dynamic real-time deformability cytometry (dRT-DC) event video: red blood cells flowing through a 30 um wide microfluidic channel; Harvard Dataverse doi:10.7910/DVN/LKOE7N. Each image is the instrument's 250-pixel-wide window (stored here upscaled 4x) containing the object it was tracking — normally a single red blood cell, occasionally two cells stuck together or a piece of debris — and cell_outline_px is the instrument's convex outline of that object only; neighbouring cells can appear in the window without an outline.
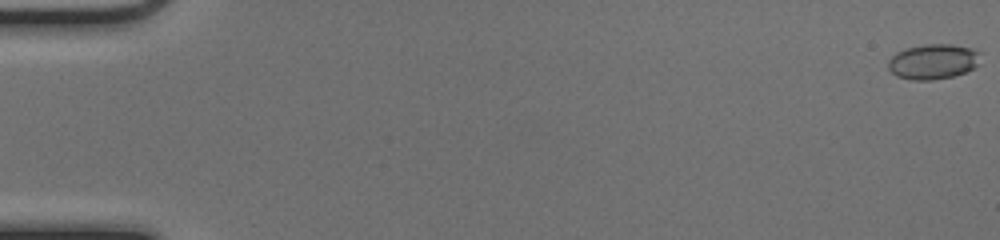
{"species": "common noctule bat (a hibernating species)", "species_latin": "Nyctalus noctula", "temperature_condition": "cold", "stored_images_in_passage": 52, "camera_frame_rate_fps": 3000, "um_per_image_px": 0.085, "animal": {"sex": "female", "body_mass_g": 17.0, "forearm_length_mm": 48.0}, "frame": {"image": 1, "passage_image": 1, "time_ms": 0.0, "image_size_px": [1000, 240], "cell_outline_px": [[980, 64], [964, 72], [952, 76], [932, 80], [912, 80], [896, 76], [888, 68], [888, 60], [896, 52], [908, 48], [928, 44], [952, 44], [972, 48], [980, 52]], "centroid_in_image_um": [79.32, 5.23], "position_along_channel_um": 5.7, "area_um2": 18.9}}
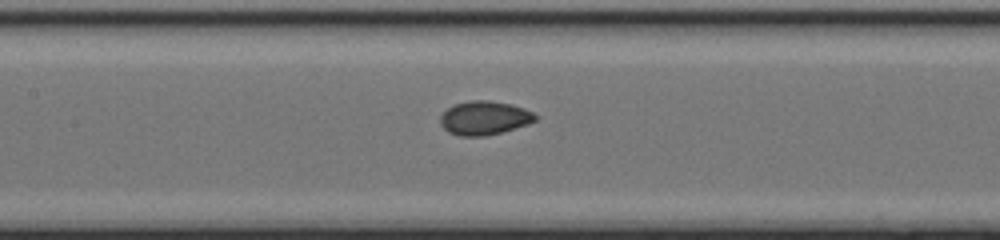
{"frame": {"image": 2, "passage_image": 26, "time_ms": 8.333, "image_size_px": [1000, 240], "cell_outline_px": [[540, 116], [536, 120], [528, 124], [516, 128], [484, 136], [460, 136], [448, 132], [440, 124], [440, 116], [452, 104], [472, 100], [488, 100], [512, 104], [524, 108]], "centroid_in_image_um": [41.18, 10.02], "position_along_channel_um": 166.2, "area_um2": 18.84}}
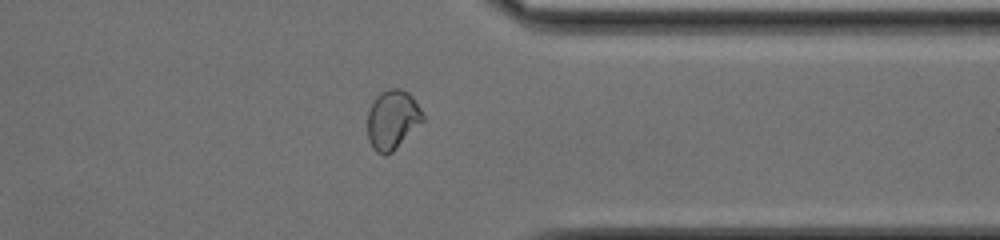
{"frame": {"image": 3, "passage_image": 42, "time_ms": 13.667, "image_size_px": [1000, 240], "cell_outline_px": [[424, 120], [392, 152], [384, 156], [376, 152], [372, 148], [368, 140], [368, 112], [376, 96], [380, 92], [388, 88], [400, 88], [408, 92], [412, 96], [420, 108], [424, 116]], "centroid_in_image_um": [33.35, 10.17], "position_along_channel_um": 378.1, "area_um2": 19.13}}